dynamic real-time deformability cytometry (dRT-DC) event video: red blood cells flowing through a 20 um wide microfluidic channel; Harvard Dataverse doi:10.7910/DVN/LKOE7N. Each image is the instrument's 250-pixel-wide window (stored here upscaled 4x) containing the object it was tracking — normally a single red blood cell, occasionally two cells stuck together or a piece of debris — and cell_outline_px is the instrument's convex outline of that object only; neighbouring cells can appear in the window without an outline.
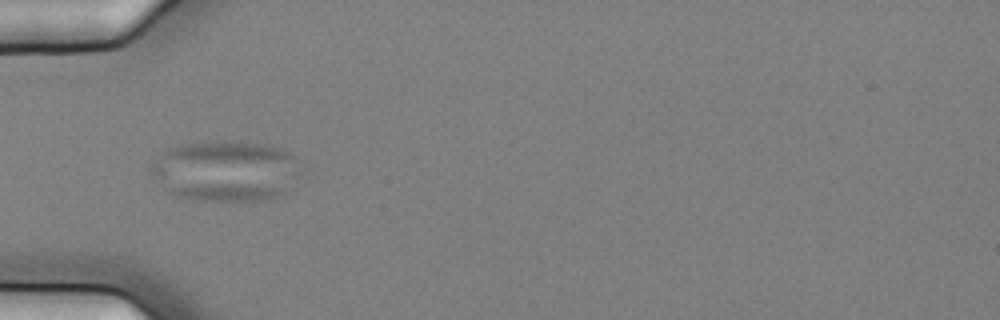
{"species": "common noctule bat (a hibernating species)", "species_latin": "Nyctalus noctula", "temperature_condition": "cold", "stored_images_in_passage": 35, "camera_frame_rate_fps": 3000, "um_per_image_px": 0.085, "animal": {"sex": "female", "body_mass_g": 25.1}, "frame": {"image": 1, "passage_image": 1, "time_ms": 0.0, "image_size_px": [1000, 320], "cell_outline_px": [[300, 176], [292, 188], [280, 196], [268, 200], [192, 200], [176, 196], [168, 192], [152, 176], [148, 168], [160, 152], [164, 148], [180, 144], [216, 140], [232, 140], [272, 144], [284, 148], [292, 156], [300, 172]], "centroid_in_image_um": [19.17, 14.5], "position_along_channel_um": 65.8, "area_um2": 54.33}}